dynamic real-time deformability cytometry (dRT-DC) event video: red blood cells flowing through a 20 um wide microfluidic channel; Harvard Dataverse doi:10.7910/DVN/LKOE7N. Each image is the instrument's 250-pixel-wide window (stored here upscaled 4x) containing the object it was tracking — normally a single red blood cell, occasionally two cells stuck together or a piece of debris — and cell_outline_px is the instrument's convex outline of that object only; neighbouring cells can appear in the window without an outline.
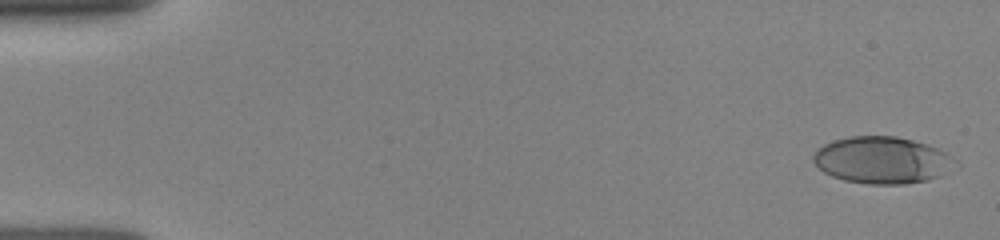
{"species": "human", "species_latin": "Homo sapiens", "temperature_condition": "room temperature", "stored_images_in_passage": 23, "camera_frame_rate_fps": 3000, "um_per_image_px": 0.085, "donor": {"sex": "female"}, "frame": {"image": 1, "passage_image": 1, "time_ms": 0.0, "image_size_px": [1000, 240], "cell_outline_px": [[960, 168], [940, 176], [928, 180], [908, 184], [868, 184], [844, 180], [832, 176], [824, 172], [812, 160], [812, 156], [824, 144], [832, 140], [852, 136], [896, 136], [928, 144], [952, 156], [960, 164]], "centroid_in_image_um": [75.06, 13.62], "position_along_channel_um": 9.9, "area_um2": 39.19}}
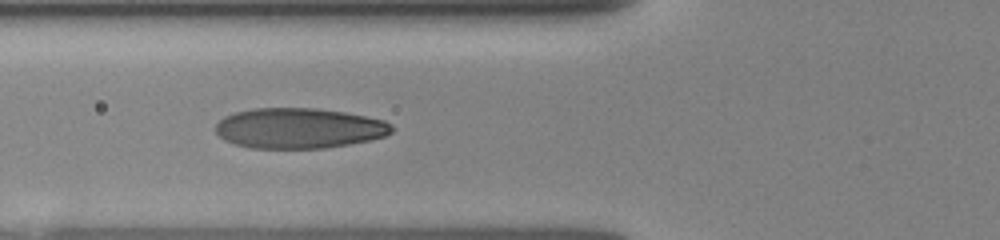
{"frame": {"image": 2, "passage_image": 14, "time_ms": 5.667, "image_size_px": [1000, 240], "cell_outline_px": [[392, 132], [384, 136], [368, 140], [348, 144], [324, 148], [252, 148], [236, 144], [224, 140], [216, 132], [216, 124], [224, 116], [236, 112], [256, 108], [316, 108], [344, 112], [384, 120], [392, 124]], "centroid_in_image_um": [25.4, 10.89], "position_along_channel_um": 100.4, "area_um2": 41.21}}
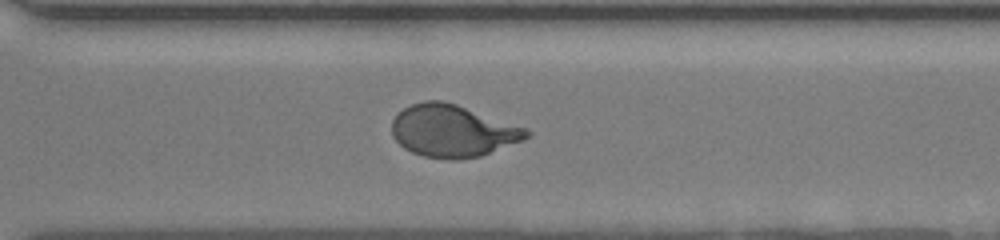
{"frame": {"image": 3, "passage_image": 23, "time_ms": 11.333, "image_size_px": [1000, 240], "cell_outline_px": [[532, 132], [524, 140], [480, 156], [460, 160], [452, 160], [424, 156], [412, 152], [404, 148], [392, 136], [392, 120], [404, 108], [412, 104], [424, 100], [444, 100], [528, 128]], "centroid_in_image_um": [38.49, 11.13], "position_along_channel_um": 332.1, "area_um2": 41.04}}